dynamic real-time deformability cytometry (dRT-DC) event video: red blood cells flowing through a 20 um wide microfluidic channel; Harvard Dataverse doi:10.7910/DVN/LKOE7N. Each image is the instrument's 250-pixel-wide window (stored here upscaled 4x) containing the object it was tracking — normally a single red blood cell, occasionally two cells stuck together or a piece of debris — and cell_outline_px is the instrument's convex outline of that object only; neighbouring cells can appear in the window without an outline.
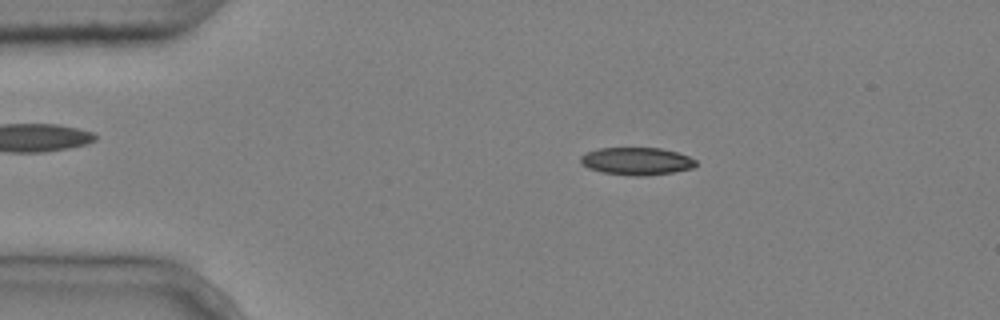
{"species": "common noctule bat (a hibernating species)", "species_latin": "Nyctalus noctula", "temperature_condition": "cold", "stored_images_in_passage": 3, "camera_frame_rate_fps": 3000, "um_per_image_px": 0.085, "animal": {"sex": "male", "body_mass_g": 20.4}, "frame": {"image": 1, "passage_image": 1, "time_ms": 0.0, "image_size_px": [1000, 320], "cell_outline_px": [[696, 164], [692, 168], [672, 172], [644, 176], [632, 176], [604, 172], [588, 168], [580, 160], [580, 156], [588, 152], [600, 148], [660, 148], [676, 152], [688, 156], [696, 160]], "centroid_in_image_um": [54.12, 13.7], "position_along_channel_um": 30.9, "area_um2": 18.26}}
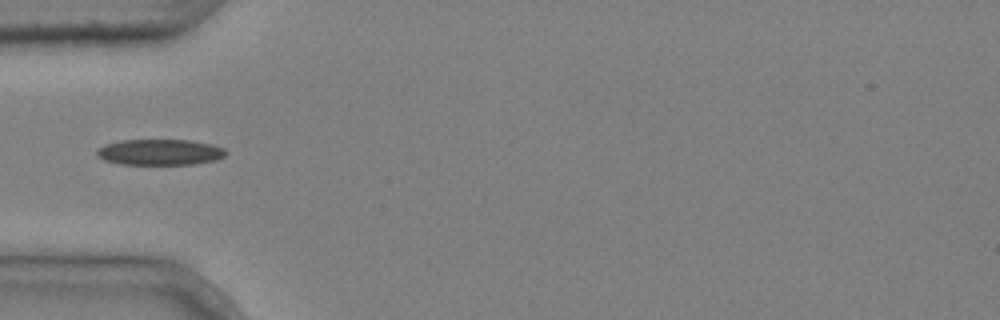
{"frame": {"image": 2, "passage_image": 3, "time_ms": 0.667, "image_size_px": [1000, 320], "cell_outline_px": [[228, 152], [224, 156], [216, 160], [196, 164], [120, 164], [104, 160], [96, 156], [96, 148], [104, 144], [120, 140], [188, 140], [212, 144], [224, 148]], "centroid_in_image_um": [13.57, 12.93], "position_along_channel_um": 71.4, "area_um2": 19.65}}